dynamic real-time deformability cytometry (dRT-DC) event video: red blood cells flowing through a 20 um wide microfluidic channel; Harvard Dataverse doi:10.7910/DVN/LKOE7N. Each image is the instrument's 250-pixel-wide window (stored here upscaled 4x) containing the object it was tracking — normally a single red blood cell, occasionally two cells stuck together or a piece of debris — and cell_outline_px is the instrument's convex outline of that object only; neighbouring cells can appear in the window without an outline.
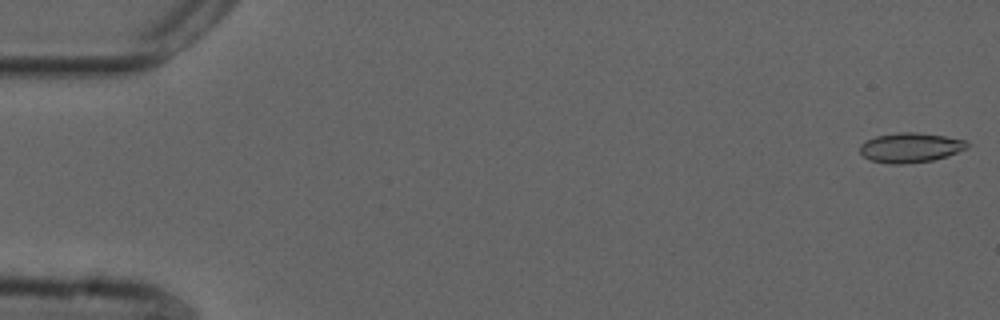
{"species": "common noctule bat (a hibernating species)", "species_latin": "Nyctalus noctula", "temperature_condition": "cold", "stored_images_in_passage": 15, "camera_frame_rate_fps": 3000, "um_per_image_px": 0.085, "animal": {"sex": "male", "forearm_length_mm": 52.5}, "frame": {"image": 1, "passage_image": 1, "time_ms": 0.0, "image_size_px": [1000, 320], "cell_outline_px": [[972, 144], [968, 148], [948, 156], [932, 160], [904, 164], [892, 164], [872, 160], [864, 156], [860, 152], [860, 144], [876, 136], [896, 132], [916, 132], [944, 136], [964, 140]], "centroid_in_image_um": [77.42, 12.54], "position_along_channel_um": 7.6, "area_um2": 18.55}}